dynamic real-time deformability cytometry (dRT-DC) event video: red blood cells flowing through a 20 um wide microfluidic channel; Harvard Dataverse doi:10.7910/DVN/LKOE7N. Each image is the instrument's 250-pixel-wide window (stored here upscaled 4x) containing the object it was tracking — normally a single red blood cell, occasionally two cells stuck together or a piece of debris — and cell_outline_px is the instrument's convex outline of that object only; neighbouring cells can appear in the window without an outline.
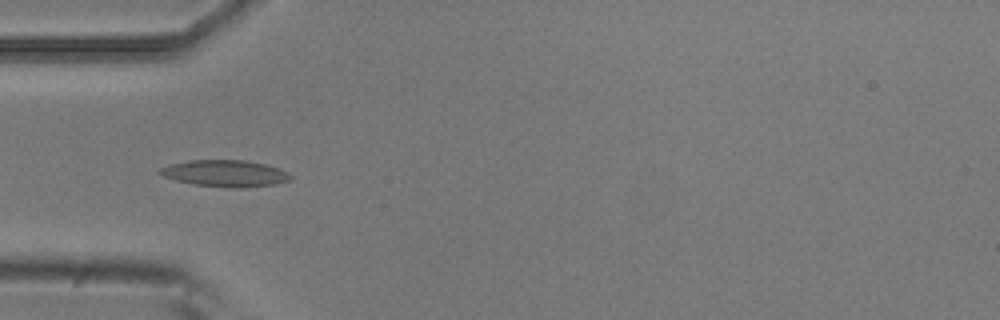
{"species": "common noctule bat (a hibernating species)", "species_latin": "Nyctalus noctula", "temperature_condition": "room temperature", "stored_images_in_passage": 10, "camera_frame_rate_fps": 3000, "um_per_image_px": 0.085, "animal": {"sex": "male", "body_mass_g": 20.5, "forearm_length_mm": 52.5}, "frame": {"image": 1, "passage_image": 4, "time_ms": 1.0, "image_size_px": [1000, 320], "cell_outline_px": [[292, 180], [276, 184], [240, 188], [228, 188], [192, 184], [176, 180], [164, 176], [156, 172], [160, 168], [168, 164], [188, 160], [244, 160], [264, 164], [288, 172], [292, 176]], "centroid_in_image_um": [19.11, 14.74], "position_along_channel_um": 65.9, "area_um2": 20.4}}
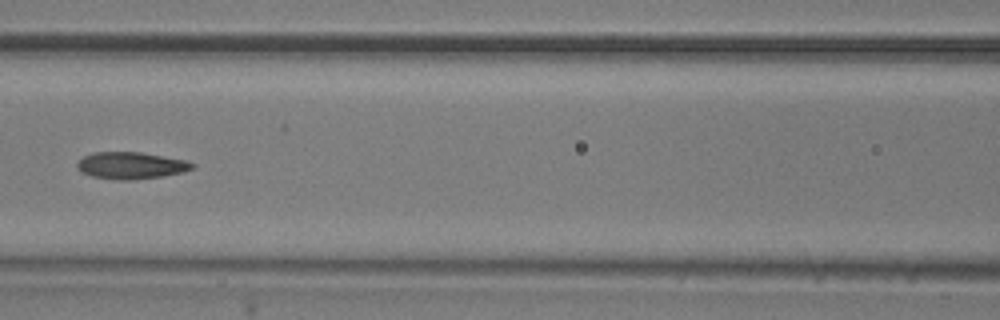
{"frame": {"image": 2, "passage_image": 6, "time_ms": 1.667, "image_size_px": [1000, 320], "cell_outline_px": [[196, 168], [184, 172], [160, 176], [128, 180], [116, 180], [92, 176], [84, 172], [76, 164], [84, 156], [92, 152], [140, 152], [184, 160], [196, 164]], "centroid_in_image_um": [11.17, 14.06], "position_along_channel_um": 155.4, "area_um2": 17.8}}
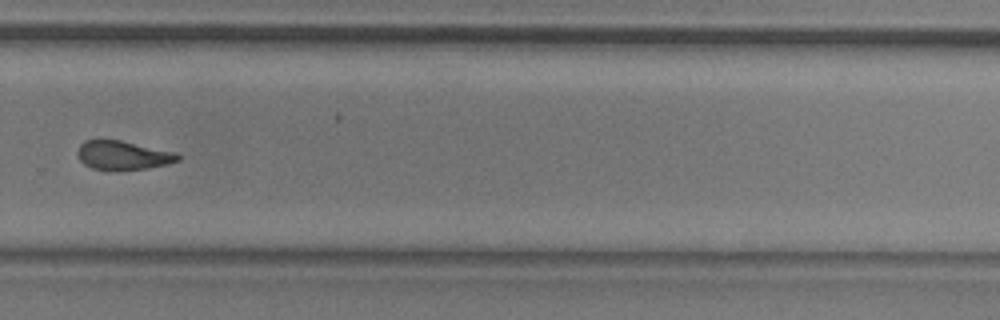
{"frame": {"image": 3, "passage_image": 10, "time_ms": 3.0, "image_size_px": [1000, 320], "cell_outline_px": [[180, 160], [168, 164], [148, 168], [92, 168], [84, 164], [80, 160], [76, 152], [80, 144], [84, 140], [120, 140], [176, 152], [180, 156]], "centroid_in_image_um": [10.46, 13.17], "position_along_channel_um": 319.3, "area_um2": 16.47}}